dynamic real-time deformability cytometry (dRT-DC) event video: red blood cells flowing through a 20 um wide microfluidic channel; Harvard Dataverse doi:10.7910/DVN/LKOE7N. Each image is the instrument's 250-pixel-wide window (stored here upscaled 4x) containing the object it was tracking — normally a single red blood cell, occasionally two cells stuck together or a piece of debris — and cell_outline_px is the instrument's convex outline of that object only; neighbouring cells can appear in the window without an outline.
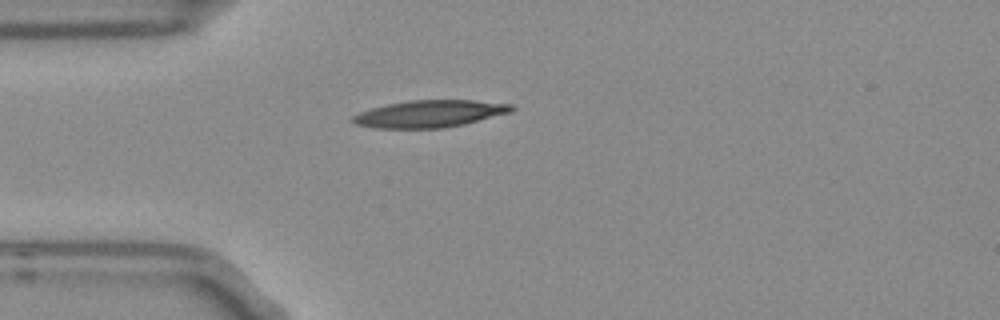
{"species": "Egyptian fruit bat (a non-hibernating species)", "species_latin": "Rousettus aegyptiacus", "temperature_condition": "room temperature", "stored_images_in_passage": 1, "camera_frame_rate_fps": 3000, "um_per_image_px": 0.085, "frame": {"image": 1, "passage_image": 1, "time_ms": 0.0, "image_size_px": [1000, 320], "cell_outline_px": [[516, 108], [512, 112], [464, 124], [444, 128], [376, 128], [356, 124], [348, 120], [352, 116], [360, 112], [372, 108], [388, 104], [412, 100], [472, 100], [512, 104]], "centroid_in_image_um": [36.53, 9.67], "position_along_channel_um": 48.5, "area_um2": 25.09}}